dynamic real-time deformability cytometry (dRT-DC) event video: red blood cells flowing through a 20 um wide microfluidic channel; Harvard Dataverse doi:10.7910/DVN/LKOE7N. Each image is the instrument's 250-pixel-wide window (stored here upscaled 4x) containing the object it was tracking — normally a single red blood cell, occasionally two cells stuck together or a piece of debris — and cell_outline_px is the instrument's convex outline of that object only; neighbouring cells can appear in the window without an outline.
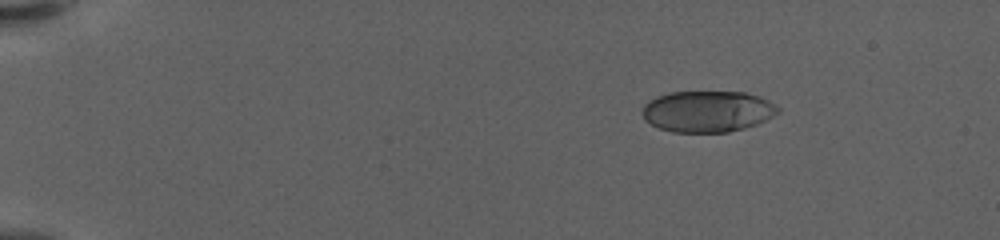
{"species": "human", "species_latin": "Homo sapiens", "temperature_condition": "warm", "stored_images_in_passage": 50, "camera_frame_rate_fps": 3000, "um_per_image_px": 0.085, "donor": {"sex": "female"}, "frame": {"image": 1, "passage_image": 1, "time_ms": 0.0, "image_size_px": [1000, 240], "cell_outline_px": [[780, 112], [756, 124], [744, 128], [728, 132], [672, 132], [660, 128], [644, 120], [640, 112], [644, 104], [648, 100], [656, 96], [668, 92], [744, 92], [760, 96], [776, 104], [780, 108]], "centroid_in_image_um": [60.11, 9.46], "position_along_channel_um": 24.9, "area_um2": 32.89}}
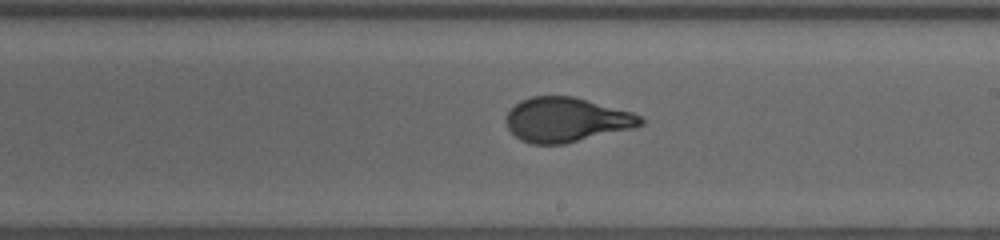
{"frame": {"image": 2, "passage_image": 28, "time_ms": 9.0, "image_size_px": [1000, 240], "cell_outline_px": [[644, 124], [636, 128], [564, 144], [532, 144], [520, 140], [508, 128], [504, 120], [508, 112], [520, 100], [532, 96], [572, 96], [632, 112], [640, 116], [644, 120]], "centroid_in_image_um": [48.15, 10.19], "position_along_channel_um": 240.9, "area_um2": 34.97}}
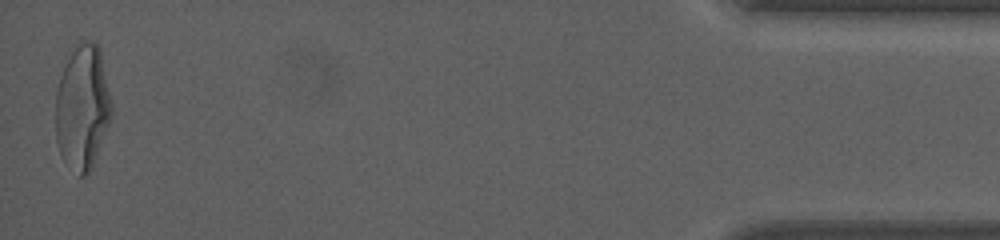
{"frame": {"image": 3, "passage_image": 50, "time_ms": 16.333, "image_size_px": [1000, 240], "cell_outline_px": [[112, 116], [92, 168], [84, 176], [80, 176], [60, 152], [56, 140], [56, 92], [60, 76], [72, 44], [84, 40], [92, 40], [100, 48], [112, 104]], "centroid_in_image_um": [7.02, 9.03], "position_along_channel_um": 428.2, "area_um2": 40.75}, "authors_computed_cell_mechanics": {"area_um2": 34.969, "velocity_mm_per_s": 3.6177, "shape_relaxation_time_tau1_ms": 4.3091, "shape_relaxation_time_tau2_ms": null, "deformation_change_tau1": 0.2362, "deformation_change_tau2": null}}